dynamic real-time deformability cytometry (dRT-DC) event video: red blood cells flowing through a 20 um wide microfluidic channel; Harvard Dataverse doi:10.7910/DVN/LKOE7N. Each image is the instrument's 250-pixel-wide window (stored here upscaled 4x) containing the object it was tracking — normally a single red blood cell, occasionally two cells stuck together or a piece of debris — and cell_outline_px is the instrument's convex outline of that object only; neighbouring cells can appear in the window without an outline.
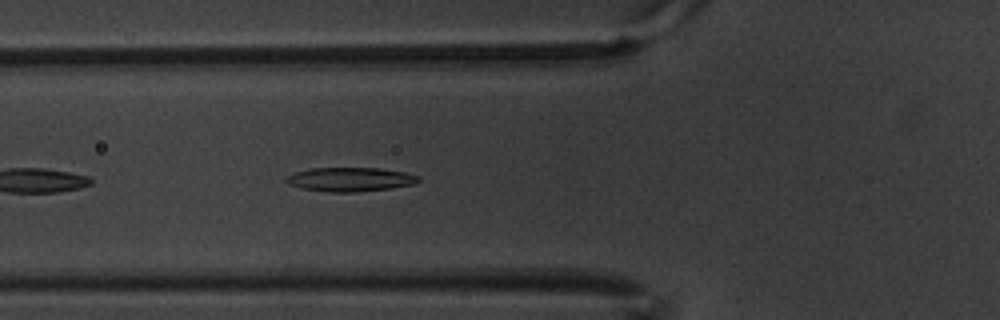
{"species": "common noctule bat (a hibernating species)", "species_latin": "Nyctalus noctula", "temperature_condition": "warm", "stored_images_in_passage": 6, "camera_frame_rate_fps": 3000, "um_per_image_px": 0.085, "animal": {"sex": "male", "body_mass_g": 20.1, "forearm_length_mm": 53.5}, "frame": {"image": 1, "passage_image": 6, "time_ms": 1.667, "image_size_px": [1000, 320], "cell_outline_px": [[420, 180], [412, 184], [392, 188], [352, 192], [328, 192], [300, 188], [288, 184], [284, 180], [288, 176], [296, 172], [312, 168], [380, 168], [408, 172], [420, 176]], "centroid_in_image_um": [29.78, 15.24], "position_along_channel_um": 96.0, "area_um2": 18.55}}